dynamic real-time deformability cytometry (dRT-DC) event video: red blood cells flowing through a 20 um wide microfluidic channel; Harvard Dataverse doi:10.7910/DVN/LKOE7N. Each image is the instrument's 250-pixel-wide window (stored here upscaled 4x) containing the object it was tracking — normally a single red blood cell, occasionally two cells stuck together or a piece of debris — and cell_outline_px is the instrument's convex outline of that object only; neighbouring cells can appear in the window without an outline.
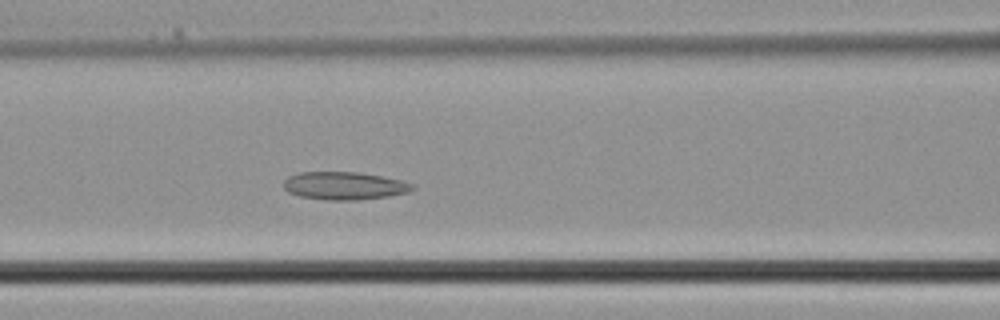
{"species": "common noctule bat (a hibernating species)", "species_latin": "Nyctalus noctula", "temperature_condition": "cold", "stored_images_in_passage": 36, "camera_frame_rate_fps": 3000, "um_per_image_px": 0.085, "animal": {"sex": "male", "body_mass_g": 21.5, "forearm_length_mm": 52.0}, "frame": {"image": 1, "passage_image": 14, "time_ms": 4.333, "image_size_px": [1000, 320], "cell_outline_px": [[416, 188], [408, 192], [388, 196], [356, 200], [328, 200], [300, 196], [288, 192], [284, 188], [284, 180], [288, 176], [300, 172], [356, 172], [404, 180], [412, 184]], "centroid_in_image_um": [29.27, 15.79], "position_along_channel_um": 137.3, "area_um2": 20.87}}
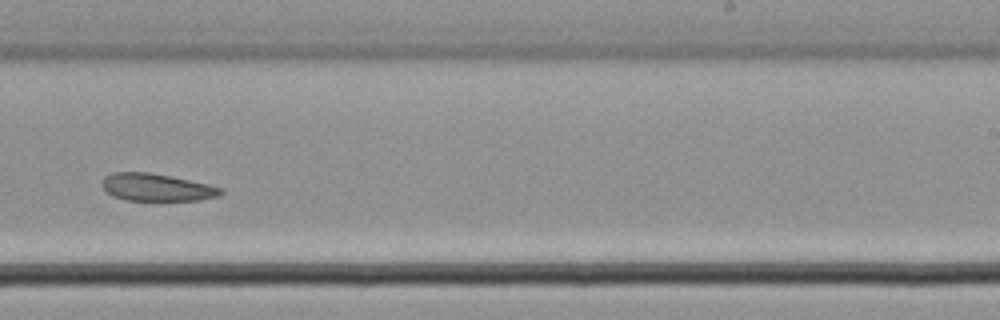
{"frame": {"image": 2, "passage_image": 22, "time_ms": 7.0, "image_size_px": [1000, 320], "cell_outline_px": [[224, 192], [220, 196], [200, 200], [128, 200], [112, 196], [100, 184], [104, 176], [112, 172], [148, 172], [172, 176], [208, 184], [224, 188]], "centroid_in_image_um": [13.33, 15.92], "position_along_channel_um": 275.7, "area_um2": 19.13}}
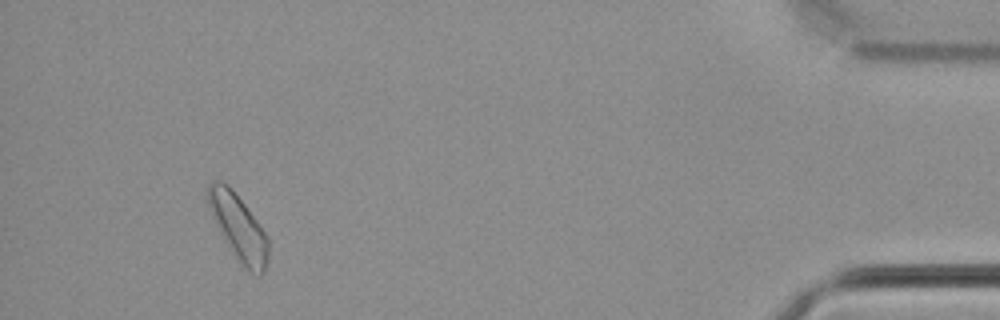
{"frame": {"image": 3, "passage_image": 34, "time_ms": 11.0, "image_size_px": [1000, 320], "cell_outline_px": [[268, 264], [264, 272], [260, 276], [244, 268], [240, 264], [232, 252], [208, 204], [208, 184], [212, 180], [220, 180], [244, 204], [268, 236]], "centroid_in_image_um": [20.32, 19.39], "position_along_channel_um": 414.9, "area_um2": 22.14}}